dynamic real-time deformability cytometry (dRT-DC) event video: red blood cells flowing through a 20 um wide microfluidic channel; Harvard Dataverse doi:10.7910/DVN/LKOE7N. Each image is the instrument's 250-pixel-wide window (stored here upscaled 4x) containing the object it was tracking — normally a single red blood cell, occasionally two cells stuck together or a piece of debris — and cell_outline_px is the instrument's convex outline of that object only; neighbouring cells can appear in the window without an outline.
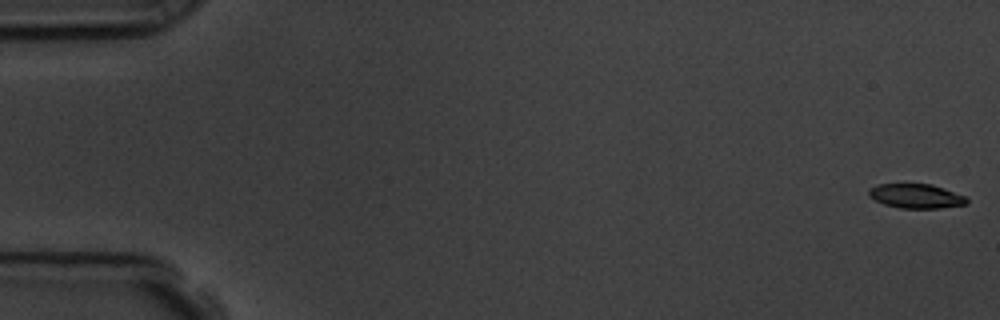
{"species": "common noctule bat (a hibernating species)", "species_latin": "Nyctalus noctula", "temperature_condition": "room temperature", "stored_images_in_passage": 57, "camera_frame_rate_fps": 3000, "um_per_image_px": 0.085, "animal": {"sex": "male", "body_mass_g": 19.5, "forearm_length_mm": 54.6}, "frame": {"image": 1, "passage_image": 1, "time_ms": 0.0, "image_size_px": [1000, 320], "cell_outline_px": [[968, 204], [940, 208], [900, 208], [884, 204], [868, 196], [868, 188], [876, 184], [932, 184], [944, 188], [964, 196], [968, 200]], "centroid_in_image_um": [77.84, 16.66], "position_along_channel_um": 7.2, "area_um2": 13.93}}
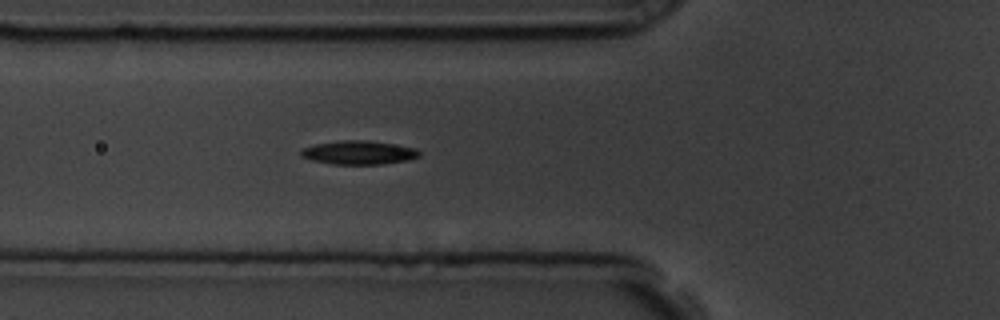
{"frame": {"image": 2, "passage_image": 21, "time_ms": 6.667, "image_size_px": [1000, 320], "cell_outline_px": [[420, 156], [408, 160], [380, 164], [332, 164], [312, 160], [300, 156], [300, 152], [304, 148], [316, 144], [344, 140], [368, 140], [416, 148], [420, 152]], "centroid_in_image_um": [30.5, 12.97], "position_along_channel_um": 95.3, "area_um2": 16.18}}
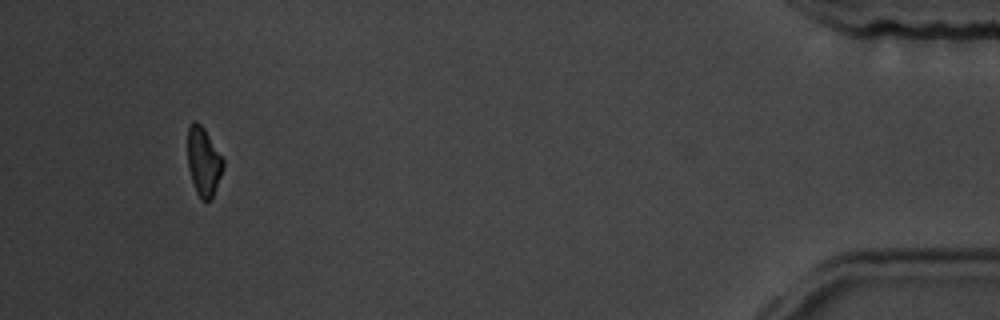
{"frame": {"image": 3, "passage_image": 54, "time_ms": 17.667, "image_size_px": [1000, 320], "cell_outline_px": [[224, 164], [212, 200], [200, 200], [196, 192], [188, 168], [188, 128], [192, 120], [196, 120], [204, 128], [224, 160]], "centroid_in_image_um": [17.29, 13.74], "position_along_channel_um": 417.9, "area_um2": 14.16}, "authors_computed_cell_mechanics": {"area_um2": 15.3748, "velocity_mm_per_s": 3.597, "shape_relaxation_time_tau1_ms": 4.1129, "shape_relaxation_time_tau2_ms": null, "deformation_change_tau1": 0.1231, "deformation_change_tau2": null}}